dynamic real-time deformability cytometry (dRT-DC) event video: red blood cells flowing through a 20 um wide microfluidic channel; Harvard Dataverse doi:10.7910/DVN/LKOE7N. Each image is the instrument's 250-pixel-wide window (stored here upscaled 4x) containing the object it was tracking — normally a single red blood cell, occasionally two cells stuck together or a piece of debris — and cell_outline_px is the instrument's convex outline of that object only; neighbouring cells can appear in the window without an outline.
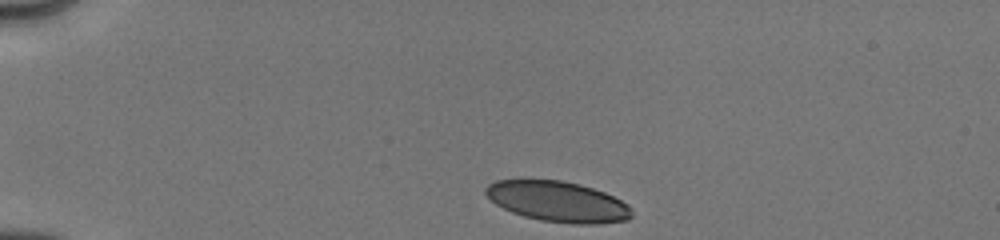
{"species": "human", "species_latin": "Homo sapiens", "temperature_condition": "cold", "stored_images_in_passage": 22, "camera_frame_rate_fps": 3000, "um_per_image_px": 0.085, "donor": {"sex": "male"}, "frame": {"image": 1, "passage_image": 1, "time_ms": 0.0, "image_size_px": [1000, 240], "cell_outline_px": [[632, 216], [628, 220], [600, 224], [572, 224], [540, 220], [524, 216], [512, 212], [496, 204], [484, 192], [484, 188], [488, 184], [496, 180], [560, 180], [580, 184], [604, 192], [628, 204], [632, 208]], "centroid_in_image_um": [47.44, 17.14], "position_along_channel_um": 37.6, "area_um2": 34.51}}
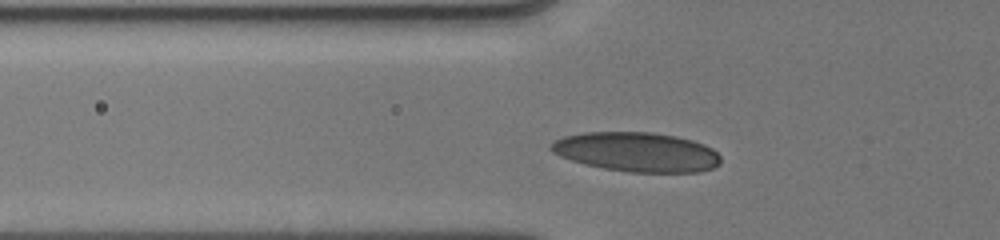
{"frame": {"image": 2, "passage_image": 15, "time_ms": 2.333, "image_size_px": [1000, 240], "cell_outline_px": [[720, 164], [712, 168], [700, 172], [628, 172], [604, 168], [584, 164], [560, 156], [552, 152], [548, 148], [556, 140], [564, 136], [584, 132], [652, 132], [676, 136], [692, 140], [704, 144], [712, 148], [720, 156]], "centroid_in_image_um": [54.13, 12.92], "position_along_channel_um": 71.7, "area_um2": 39.02}}
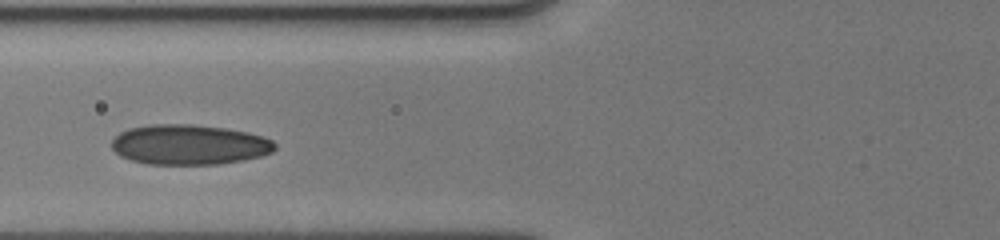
{"frame": {"image": 3, "passage_image": 21, "time_ms": 3.333, "image_size_px": [1000, 240], "cell_outline_px": [[276, 148], [272, 152], [260, 156], [244, 160], [220, 164], [148, 164], [132, 160], [120, 156], [112, 148], [112, 140], [120, 132], [128, 128], [148, 124], [192, 124], [224, 128], [248, 132], [264, 136], [272, 140], [276, 144]], "centroid_in_image_um": [16.09, 12.29], "position_along_channel_um": 109.7, "area_um2": 38.32}}